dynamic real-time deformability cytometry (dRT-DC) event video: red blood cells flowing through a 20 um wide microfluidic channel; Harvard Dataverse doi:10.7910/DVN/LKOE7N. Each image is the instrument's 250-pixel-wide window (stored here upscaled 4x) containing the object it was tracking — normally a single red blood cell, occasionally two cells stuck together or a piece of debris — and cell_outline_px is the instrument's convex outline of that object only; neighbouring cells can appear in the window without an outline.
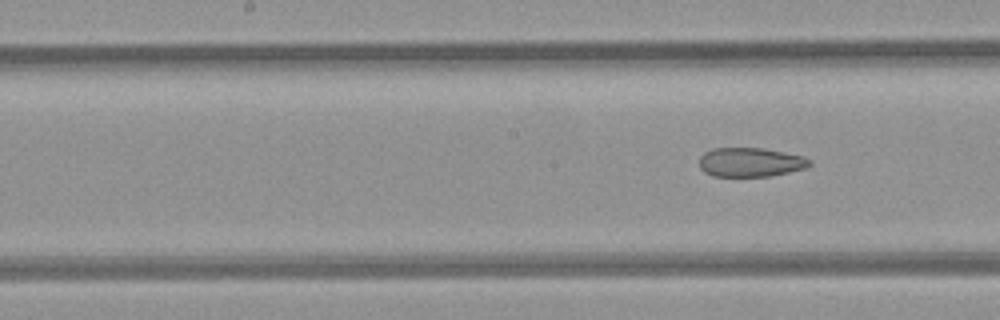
{"species": "common noctule bat (a hibernating species)", "species_latin": "Nyctalus noctula", "temperature_condition": "room temperature", "stored_images_in_passage": 8, "segment_of_instrument_passage": [2, 2], "camera_frame_rate_fps": 3000, "um_per_image_px": 0.085, "animal": {"sex": "female", "body_mass_g": 21.9}, "frame": {"image": 1, "passage_image": 8, "time_ms": 9.0, "image_size_px": [1000, 320], "cell_outline_px": [[812, 164], [804, 168], [772, 176], [712, 176], [704, 172], [700, 168], [700, 156], [704, 152], [712, 148], [764, 148], [804, 156], [812, 160]], "centroid_in_image_um": [63.79, 13.78], "position_along_channel_um": 184.4, "area_um2": 18.84}}